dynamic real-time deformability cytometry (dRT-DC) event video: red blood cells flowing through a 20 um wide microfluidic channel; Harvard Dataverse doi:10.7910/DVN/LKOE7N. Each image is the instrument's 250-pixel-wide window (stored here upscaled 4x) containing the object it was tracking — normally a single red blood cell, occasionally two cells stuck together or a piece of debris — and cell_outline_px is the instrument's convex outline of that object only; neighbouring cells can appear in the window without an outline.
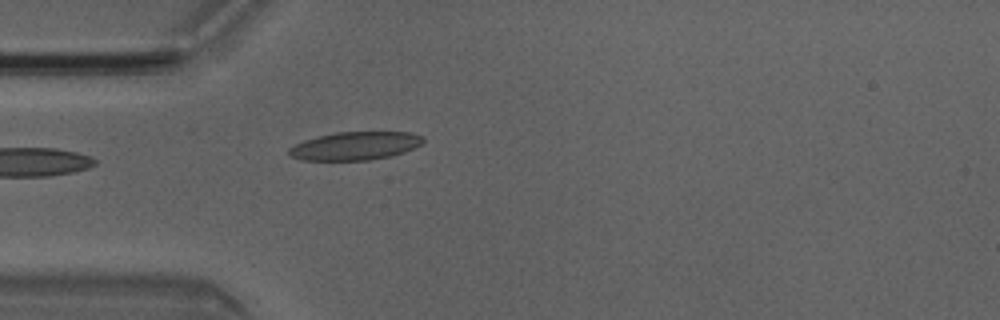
{"species": "Egyptian fruit bat (a non-hibernating species)", "species_latin": "Rousettus aegyptiacus", "temperature_condition": "room temperature", "stored_images_in_passage": 23, "camera_frame_rate_fps": 3000, "um_per_image_px": 0.085, "animal": {"sex": "male"}, "frame": {"image": 1, "passage_image": 1, "time_ms": 0.0, "image_size_px": [1000, 320], "cell_outline_px": [[424, 144], [404, 152], [392, 156], [368, 160], [300, 160], [288, 156], [288, 148], [304, 140], [336, 132], [408, 132], [424, 136]], "centroid_in_image_um": [30.2, 12.4], "position_along_channel_um": 54.8, "area_um2": 22.2}}
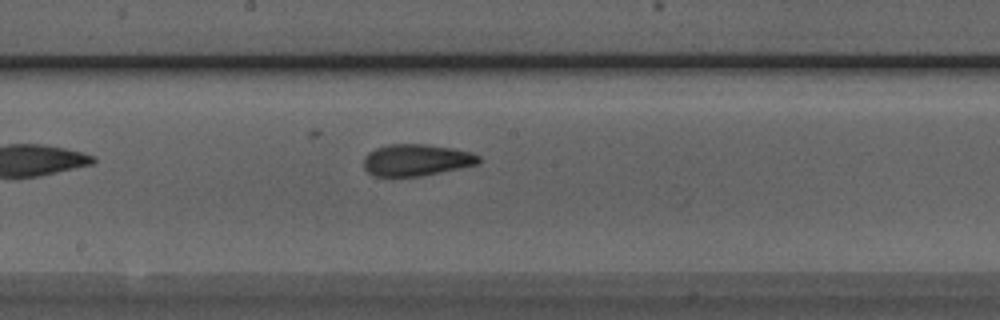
{"frame": {"image": 2, "passage_image": 13, "time_ms": 4.0, "image_size_px": [1000, 320], "cell_outline_px": [[480, 160], [476, 164], [460, 168], [420, 176], [372, 176], [364, 168], [364, 156], [368, 152], [376, 148], [388, 144], [424, 144], [452, 148], [472, 152], [480, 156]], "centroid_in_image_um": [35.36, 13.6], "position_along_channel_um": 212.8, "area_um2": 21.21}}
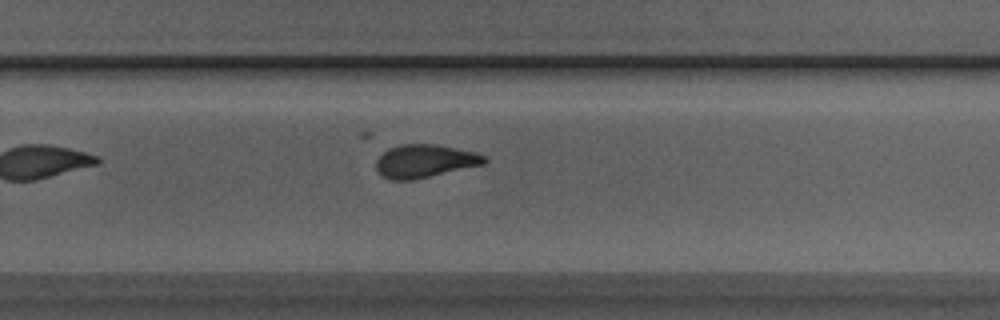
{"frame": {"image": 3, "passage_image": 19, "time_ms": 6.0, "image_size_px": [1000, 320], "cell_outline_px": [[488, 160], [484, 164], [412, 180], [388, 180], [380, 176], [376, 168], [376, 160], [388, 148], [400, 144], [436, 144], [476, 152], [484, 156]], "centroid_in_image_um": [36.07, 13.69], "position_along_channel_um": 293.7, "area_um2": 20.92}}